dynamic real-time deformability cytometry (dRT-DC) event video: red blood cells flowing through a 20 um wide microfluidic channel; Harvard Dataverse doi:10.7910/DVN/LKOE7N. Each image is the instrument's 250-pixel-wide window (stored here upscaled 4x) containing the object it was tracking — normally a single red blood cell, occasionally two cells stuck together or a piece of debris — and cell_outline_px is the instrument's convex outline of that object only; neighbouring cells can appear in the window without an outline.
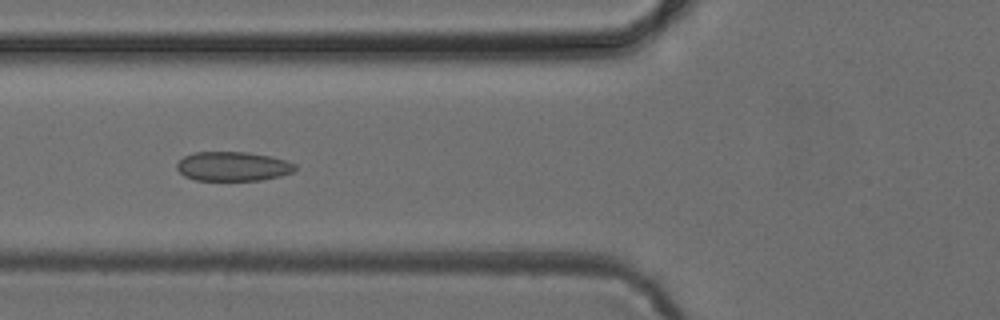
{"species": "common noctule bat (a hibernating species)", "species_latin": "Nyctalus noctula", "temperature_condition": "cold", "stored_images_in_passage": 7, "camera_frame_rate_fps": 3000, "um_per_image_px": 0.085, "animal": {"sex": "female", "body_mass_g": 24.6, "forearm_length_mm": 56.2}, "frame": {"image": 1, "passage_image": 6, "time_ms": 6.0, "image_size_px": [1000, 320], "cell_outline_px": [[296, 168], [292, 172], [280, 176], [260, 180], [196, 180], [184, 176], [176, 168], [176, 164], [184, 156], [196, 152], [248, 152], [272, 156], [296, 164]], "centroid_in_image_um": [19.79, 14.13], "position_along_channel_um": 106.0, "area_um2": 20.17}}
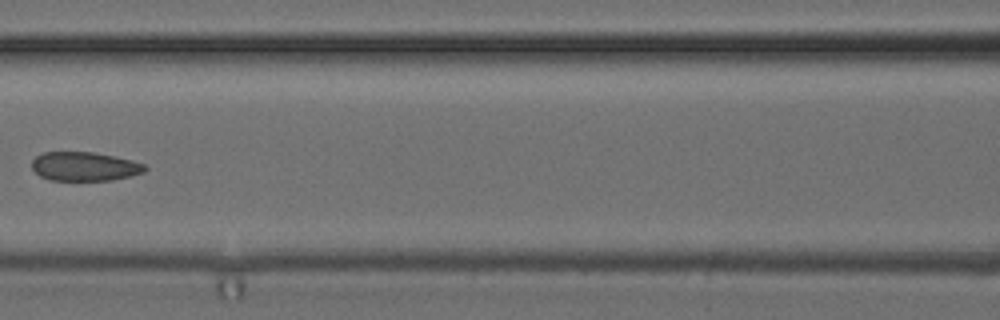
{"frame": {"image": 2, "passage_image": 7, "time_ms": 7.333, "image_size_px": [1000, 320], "cell_outline_px": [[148, 168], [144, 172], [132, 176], [112, 180], [48, 180], [40, 176], [32, 168], [32, 160], [36, 156], [44, 152], [96, 152], [132, 160], [144, 164]], "centroid_in_image_um": [7.2, 14.14], "position_along_channel_um": 159.4, "area_um2": 19.19}}